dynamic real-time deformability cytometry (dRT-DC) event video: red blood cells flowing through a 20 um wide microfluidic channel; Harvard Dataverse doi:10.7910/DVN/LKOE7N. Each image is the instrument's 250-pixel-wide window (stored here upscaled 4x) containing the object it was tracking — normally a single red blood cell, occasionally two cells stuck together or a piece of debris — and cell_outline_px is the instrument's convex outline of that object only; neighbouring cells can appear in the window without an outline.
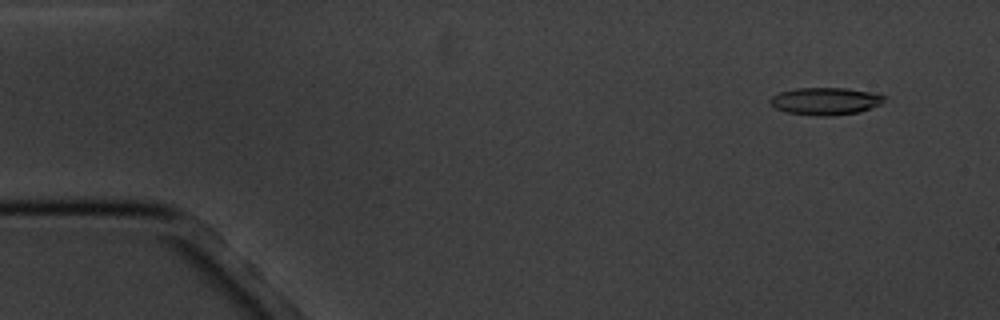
{"species": "common noctule bat (a hibernating species)", "species_latin": "Nyctalus noctula", "temperature_condition": "cold", "stored_images_in_passage": 6, "camera_frame_rate_fps": 3000, "um_per_image_px": 0.085, "animal": {"sex": "male", "body_mass_g": 20.1, "forearm_length_mm": 53.5}, "frame": {"image": 1, "passage_image": 2, "time_ms": 1.0, "image_size_px": [1000, 320], "cell_outline_px": [[888, 96], [880, 104], [860, 112], [832, 116], [816, 116], [788, 112], [776, 108], [768, 100], [772, 96], [780, 92], [796, 88], [844, 88], [872, 92]], "centroid_in_image_um": [70.18, 8.6], "position_along_channel_um": 14.8, "area_um2": 18.21}}
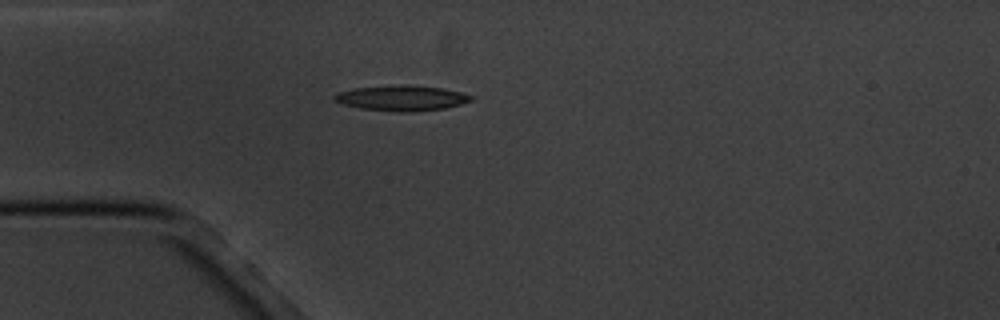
{"frame": {"image": 2, "passage_image": 5, "time_ms": 4.667, "image_size_px": [1000, 320], "cell_outline_px": [[472, 100], [460, 104], [444, 108], [412, 112], [396, 112], [360, 108], [344, 104], [332, 100], [332, 96], [336, 92], [356, 88], [444, 88], [460, 92], [472, 96]], "centroid_in_image_um": [34.1, 8.4], "position_along_channel_um": 50.9, "area_um2": 18.96}}